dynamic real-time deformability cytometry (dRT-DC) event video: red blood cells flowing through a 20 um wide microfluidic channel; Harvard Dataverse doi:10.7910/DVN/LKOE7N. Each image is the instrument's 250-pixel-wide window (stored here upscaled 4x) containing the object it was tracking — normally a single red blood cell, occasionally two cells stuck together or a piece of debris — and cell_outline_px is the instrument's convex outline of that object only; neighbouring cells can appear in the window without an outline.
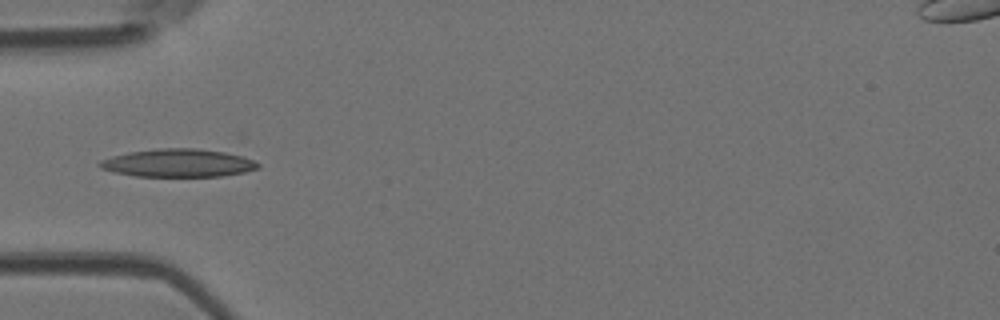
{"species": "Egyptian fruit bat (a non-hibernating species)", "species_latin": "Rousettus aegyptiacus", "temperature_condition": "room temperature", "stored_images_in_passage": 4, "camera_frame_rate_fps": 3000, "um_per_image_px": 0.085, "animal": {"sex": "female"}, "frame": {"image": 1, "passage_image": 3, "time_ms": 0.667, "image_size_px": [1000, 320], "cell_outline_px": [[260, 168], [244, 172], [220, 176], [136, 176], [116, 172], [100, 168], [96, 164], [100, 160], [112, 156], [128, 152], [160, 148], [196, 148], [224, 152], [240, 156], [252, 160], [260, 164]], "centroid_in_image_um": [15.11, 13.85], "position_along_channel_um": 69.9, "area_um2": 25.66}}